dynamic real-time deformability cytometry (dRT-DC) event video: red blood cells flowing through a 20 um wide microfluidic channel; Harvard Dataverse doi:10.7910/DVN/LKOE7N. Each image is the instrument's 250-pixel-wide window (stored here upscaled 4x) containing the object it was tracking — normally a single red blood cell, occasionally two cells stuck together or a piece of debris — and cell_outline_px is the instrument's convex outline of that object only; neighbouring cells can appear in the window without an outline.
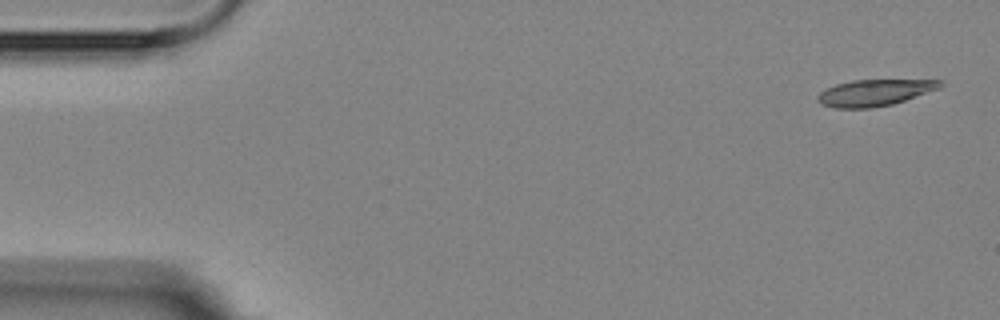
{"species": "Egyptian fruit bat (a non-hibernating species)", "species_latin": "Rousettus aegyptiacus", "temperature_condition": "room temperature", "stored_images_in_passage": 8, "camera_frame_rate_fps": 3000, "um_per_image_px": 0.085, "animal": {"sex": "female"}, "frame": {"image": 1, "passage_image": 1, "time_ms": 0.0, "image_size_px": [1000, 320], "cell_outline_px": [[944, 84], [940, 88], [892, 104], [872, 108], [836, 108], [820, 104], [816, 100], [816, 96], [820, 92], [836, 84], [852, 80], [944, 80]], "centroid_in_image_um": [74.32, 7.88], "position_along_channel_um": 10.7, "area_um2": 18.84}}
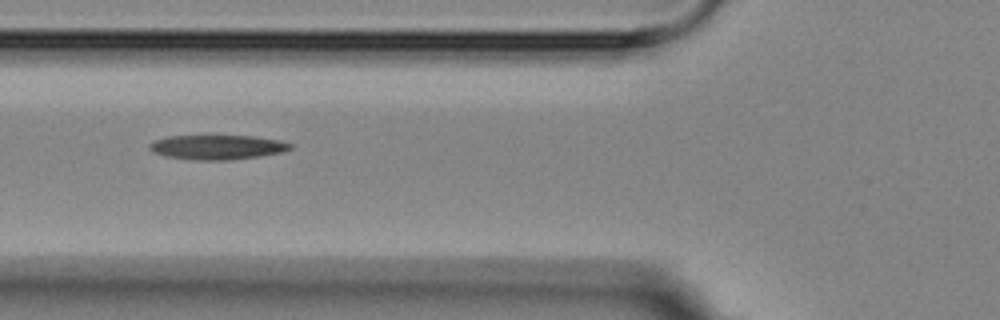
{"frame": {"image": 2, "passage_image": 6, "time_ms": 6.0, "image_size_px": [1000, 320], "cell_outline_px": [[292, 148], [284, 152], [260, 156], [228, 160], [196, 160], [168, 156], [152, 152], [148, 148], [148, 144], [156, 140], [168, 136], [212, 132], [256, 136], [280, 140], [292, 144]], "centroid_in_image_um": [18.47, 12.44], "position_along_channel_um": 107.3, "area_um2": 21.39}}
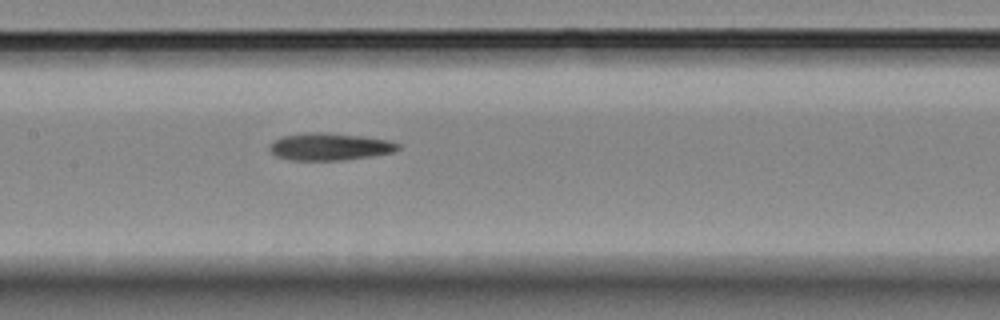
{"frame": {"image": 3, "passage_image": 8, "time_ms": 8.0, "image_size_px": [1000, 320], "cell_outline_px": [[400, 148], [392, 152], [372, 156], [340, 160], [292, 160], [276, 156], [268, 148], [272, 140], [280, 136], [304, 132], [328, 132], [392, 140], [400, 144]], "centroid_in_image_um": [28.0, 12.45], "position_along_channel_um": 179.4, "area_um2": 20.63}}